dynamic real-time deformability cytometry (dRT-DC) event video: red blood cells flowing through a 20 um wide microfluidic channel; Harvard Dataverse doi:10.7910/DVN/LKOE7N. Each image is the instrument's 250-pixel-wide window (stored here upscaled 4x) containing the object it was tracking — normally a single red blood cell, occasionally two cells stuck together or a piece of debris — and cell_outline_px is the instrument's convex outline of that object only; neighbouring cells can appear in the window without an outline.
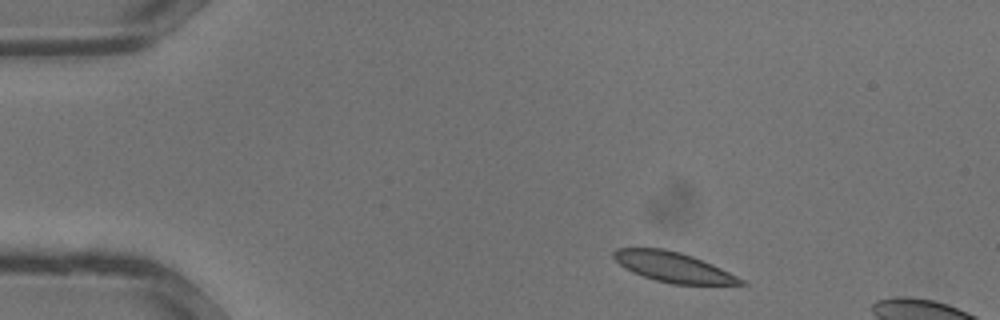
{"species": "common noctule bat (a hibernating species)", "species_latin": "Nyctalus noctula", "temperature_condition": "warm", "stored_images_in_passage": 31, "camera_frame_rate_fps": 3000, "um_per_image_px": 0.085, "animal": {"sex": "male", "body_mass_g": 13.3}, "frame": {"image": 1, "passage_image": 1, "time_ms": 0.0, "image_size_px": [1000, 320], "cell_outline_px": [[748, 284], [672, 284], [656, 280], [632, 272], [624, 268], [612, 256], [612, 252], [616, 248], [664, 248], [680, 252], [692, 256], [712, 264], [744, 280]], "centroid_in_image_um": [57.18, 22.69], "position_along_channel_um": 27.8, "area_um2": 21.96}}
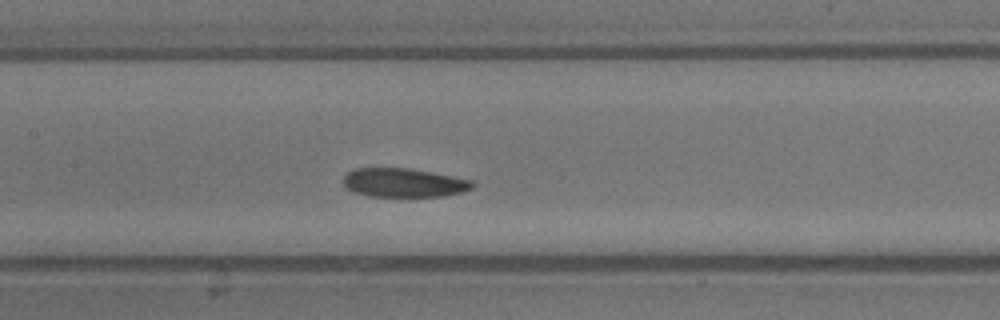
{"frame": {"image": 2, "passage_image": 12, "time_ms": 3.667, "image_size_px": [1000, 320], "cell_outline_px": [[476, 184], [472, 188], [460, 192], [444, 196], [368, 196], [352, 192], [344, 184], [344, 176], [352, 168], [408, 168], [472, 180]], "centroid_in_image_um": [34.29, 15.53], "position_along_channel_um": 173.1, "area_um2": 21.56}}
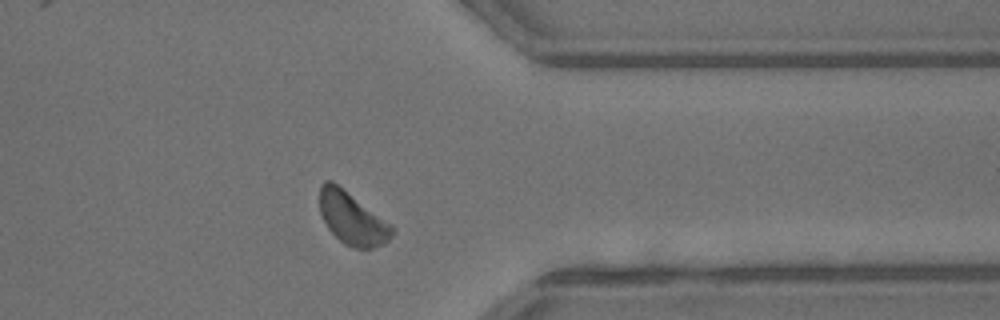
{"frame": {"image": 3, "passage_image": 23, "time_ms": 7.333, "image_size_px": [1000, 320], "cell_outline_px": [[396, 232], [388, 240], [372, 248], [352, 248], [344, 244], [328, 228], [320, 216], [320, 184], [324, 180], [332, 180], [396, 228]], "centroid_in_image_um": [29.92, 18.56], "position_along_channel_um": 381.5, "area_um2": 22.02}}